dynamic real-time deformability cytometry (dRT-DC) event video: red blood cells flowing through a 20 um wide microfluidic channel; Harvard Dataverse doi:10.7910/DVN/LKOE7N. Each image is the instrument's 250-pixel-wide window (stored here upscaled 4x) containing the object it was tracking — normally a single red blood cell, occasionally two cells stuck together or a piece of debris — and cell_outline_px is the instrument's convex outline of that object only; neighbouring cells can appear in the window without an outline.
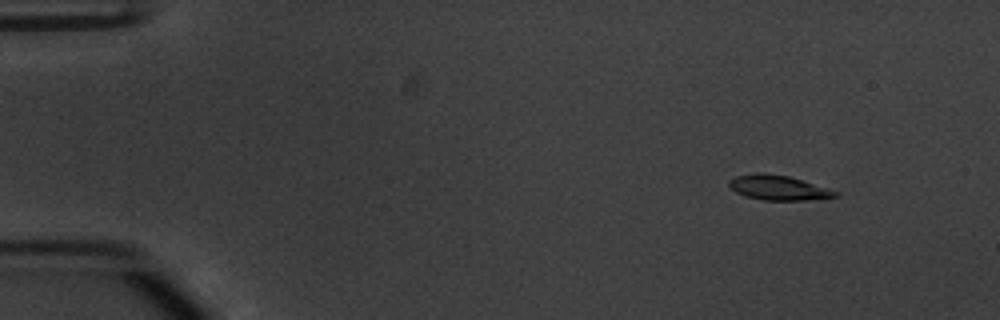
{"species": "common noctule bat (a hibernating species)", "species_latin": "Nyctalus noctula", "temperature_condition": "warm", "stored_images_in_passage": 53, "camera_frame_rate_fps": 3000, "um_per_image_px": 0.085, "animal": {"sex": "male", "body_mass_g": 20.1, "forearm_length_mm": 53.5}, "frame": {"image": 1, "passage_image": 6, "time_ms": 1.667, "image_size_px": [1000, 320], "cell_outline_px": [[840, 196], [804, 200], [764, 200], [748, 196], [736, 192], [728, 188], [728, 180], [736, 176], [756, 172], [760, 172], [788, 176], [840, 192]], "centroid_in_image_um": [66.13, 15.95], "position_along_channel_um": 18.9, "area_um2": 15.26}}
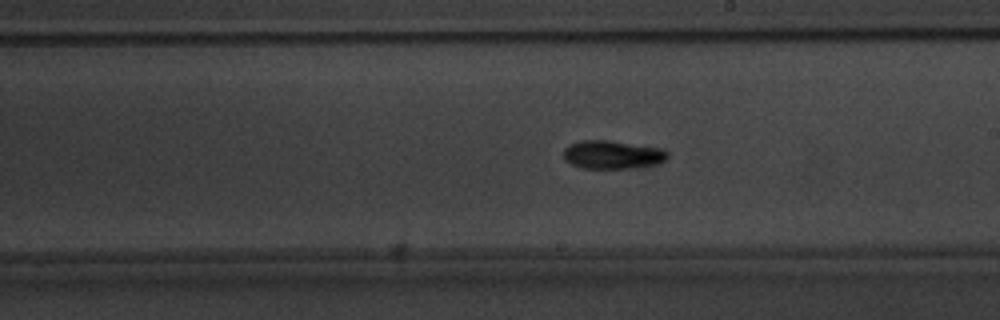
{"frame": {"image": 2, "passage_image": 31, "time_ms": 10.0, "image_size_px": [1000, 320], "cell_outline_px": [[668, 156], [664, 160], [656, 164], [628, 168], [580, 168], [564, 160], [564, 148], [568, 144], [580, 140], [608, 140], [656, 148], [668, 152]], "centroid_in_image_um": [51.97, 13.14], "position_along_channel_um": 237.0, "area_um2": 16.94}}
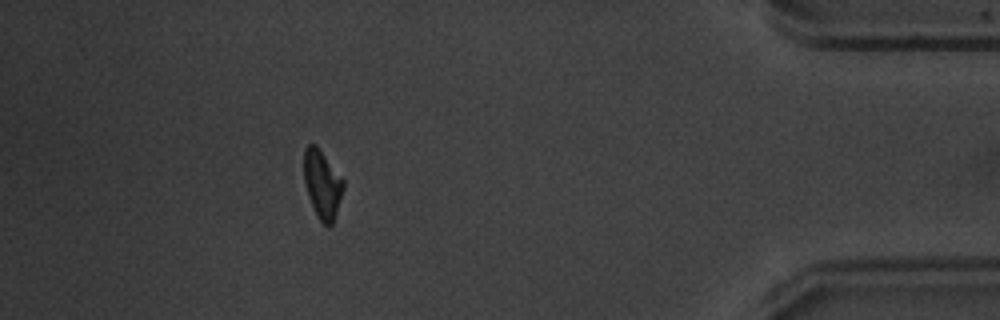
{"frame": {"image": 3, "passage_image": 48, "time_ms": 15.667, "image_size_px": [1000, 320], "cell_outline_px": [[344, 188], [332, 224], [328, 228], [316, 216], [308, 196], [304, 180], [304, 148], [308, 144], [316, 144], [344, 180]], "centroid_in_image_um": [27.38, 15.66], "position_along_channel_um": 407.8, "area_um2": 15.66}, "authors_computed_cell_mechanics": {"area_um2": 15.7794, "velocity_mm_per_s": 3.8466, "shape_relaxation_time_tau1_ms": 2.7143, "shape_relaxation_time_tau2_ms": 3.6639, "deformation_change_tau1": 0.1394, "deformation_change_tau2": 0.1136}}